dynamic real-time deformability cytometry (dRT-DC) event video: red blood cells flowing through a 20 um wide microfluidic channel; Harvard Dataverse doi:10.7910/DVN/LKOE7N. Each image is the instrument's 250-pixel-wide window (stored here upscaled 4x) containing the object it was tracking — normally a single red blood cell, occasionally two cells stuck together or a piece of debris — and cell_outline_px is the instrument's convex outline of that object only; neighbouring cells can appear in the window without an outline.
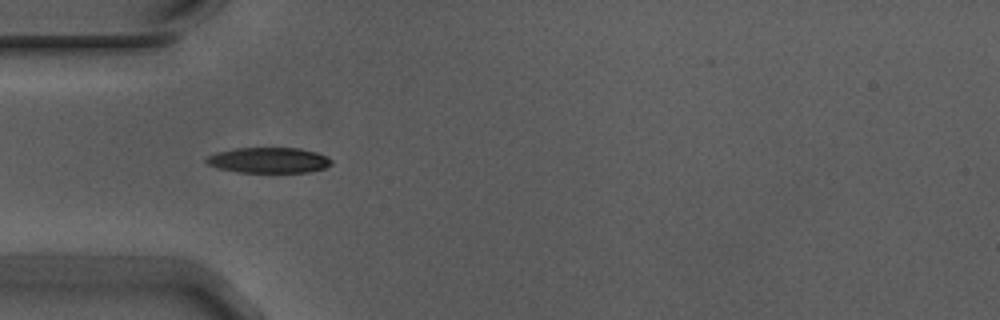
{"species": "Egyptian fruit bat (a non-hibernating species)", "species_latin": "Rousettus aegyptiacus", "temperature_condition": "warm", "stored_images_in_passage": 40, "camera_frame_rate_fps": 3000, "um_per_image_px": 0.085, "animal": {"sex": "male"}, "frame": {"image": 1, "passage_image": 1, "time_ms": 0.0, "image_size_px": [1000, 320], "cell_outline_px": [[332, 164], [324, 168], [308, 172], [236, 172], [220, 168], [208, 164], [204, 160], [208, 156], [216, 152], [236, 148], [300, 148], [316, 152], [328, 156], [332, 160]], "centroid_in_image_um": [22.86, 13.61], "position_along_channel_um": 62.1, "area_um2": 18.61}}
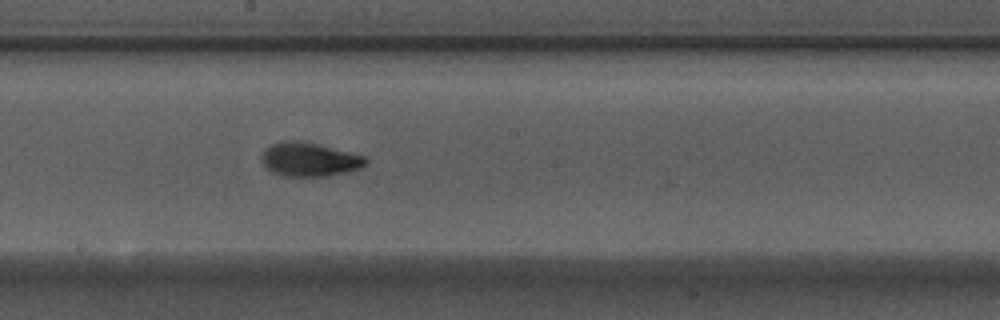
{"frame": {"image": 2, "passage_image": 14, "time_ms": 4.333, "image_size_px": [1000, 320], "cell_outline_px": [[368, 164], [360, 168], [348, 172], [328, 176], [284, 176], [272, 172], [260, 160], [260, 156], [272, 144], [284, 140], [288, 140], [316, 144], [364, 156], [368, 160]], "centroid_in_image_um": [26.31, 13.57], "position_along_channel_um": 221.9, "area_um2": 20.23}}
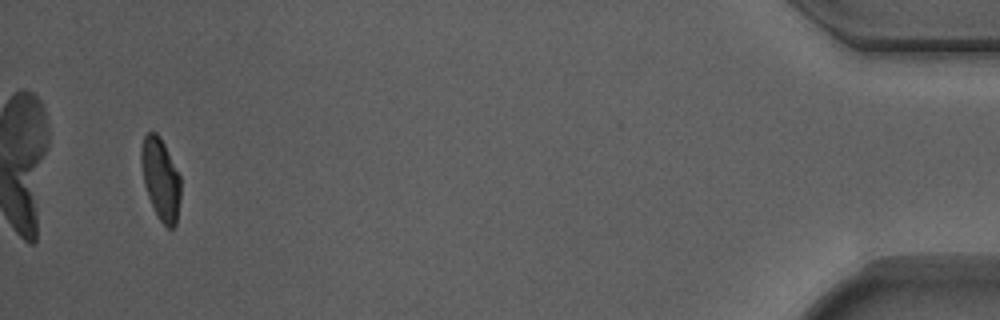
{"frame": {"image": 3, "passage_image": 37, "time_ms": 12.0, "image_size_px": [1000, 320], "cell_outline_px": [[180, 196], [176, 224], [172, 228], [168, 228], [160, 220], [148, 196], [144, 184], [140, 160], [140, 148], [144, 136], [148, 132], [156, 132], [160, 136], [180, 176]], "centroid_in_image_um": [13.64, 15.18], "position_along_channel_um": 421.6, "area_um2": 18.61}, "authors_computed_cell_mechanics": {"area_um2": 19.5942, "velocity_mm_per_s": 3.7214, "shape_relaxation_time_tau1_ms": 2.9062, "shape_relaxation_time_tau2_ms": 1.8904, "deformation_change_tau1": 0.1441, "deformation_change_tau2": 0.0756}}